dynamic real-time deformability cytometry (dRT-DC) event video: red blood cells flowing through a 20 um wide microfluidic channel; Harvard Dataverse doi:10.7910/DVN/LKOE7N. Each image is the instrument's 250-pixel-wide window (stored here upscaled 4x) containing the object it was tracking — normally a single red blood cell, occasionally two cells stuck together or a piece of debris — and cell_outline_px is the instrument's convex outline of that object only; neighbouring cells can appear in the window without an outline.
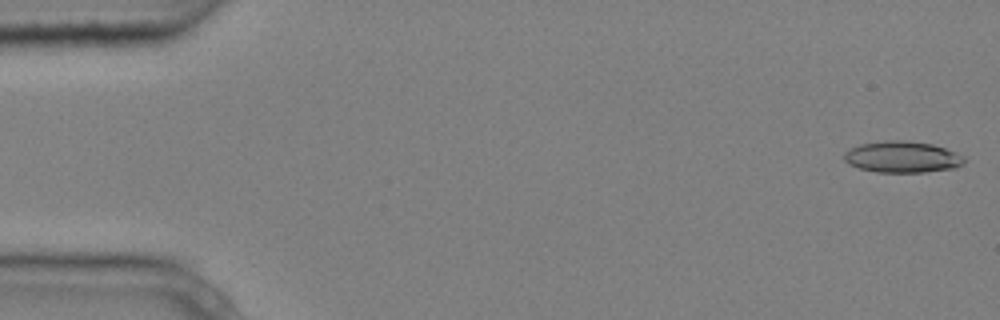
{"species": "common noctule bat (a hibernating species)", "species_latin": "Nyctalus noctula", "temperature_condition": "cold", "stored_images_in_passage": 5, "camera_frame_rate_fps": 3000, "um_per_image_px": 0.085, "animal": {"sex": "male", "body_mass_g": 20.4}, "frame": {"image": 1, "passage_image": 1, "time_ms": 0.0, "image_size_px": [1000, 320], "cell_outline_px": [[964, 164], [956, 168], [924, 172], [876, 172], [860, 168], [848, 164], [844, 160], [844, 152], [860, 144], [884, 140], [900, 140], [932, 144], [956, 152], [964, 156]], "centroid_in_image_um": [76.7, 13.34], "position_along_channel_um": 8.3, "area_um2": 21.96}}